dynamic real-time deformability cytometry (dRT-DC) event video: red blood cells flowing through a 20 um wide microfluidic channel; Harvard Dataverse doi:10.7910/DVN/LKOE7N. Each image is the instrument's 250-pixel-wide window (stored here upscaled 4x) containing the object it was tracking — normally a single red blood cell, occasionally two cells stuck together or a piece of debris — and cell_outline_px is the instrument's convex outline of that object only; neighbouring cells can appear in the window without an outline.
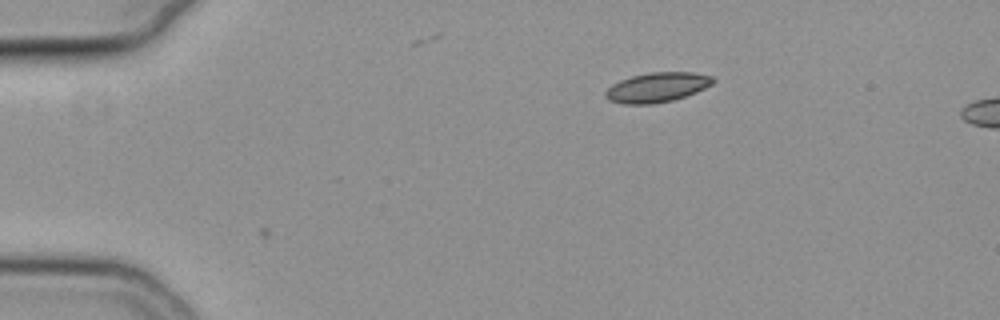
{"species": "common noctule bat (a hibernating species)", "species_latin": "Nyctalus noctula", "temperature_condition": "cold", "stored_images_in_passage": 4, "camera_frame_rate_fps": 3000, "um_per_image_px": 0.085, "animal": {"sex": "female", "body_mass_g": 19.3, "forearm_length_mm": 54.1}, "frame": {"image": 1, "passage_image": 4, "time_ms": 1.0, "image_size_px": [1000, 320], "cell_outline_px": [[716, 80], [712, 84], [696, 92], [672, 100], [652, 104], [624, 104], [608, 100], [604, 96], [604, 92], [612, 84], [620, 80], [632, 76], [648, 72], [692, 72], [712, 76]], "centroid_in_image_um": [55.83, 7.42], "position_along_channel_um": 29.2, "area_um2": 18.61}}